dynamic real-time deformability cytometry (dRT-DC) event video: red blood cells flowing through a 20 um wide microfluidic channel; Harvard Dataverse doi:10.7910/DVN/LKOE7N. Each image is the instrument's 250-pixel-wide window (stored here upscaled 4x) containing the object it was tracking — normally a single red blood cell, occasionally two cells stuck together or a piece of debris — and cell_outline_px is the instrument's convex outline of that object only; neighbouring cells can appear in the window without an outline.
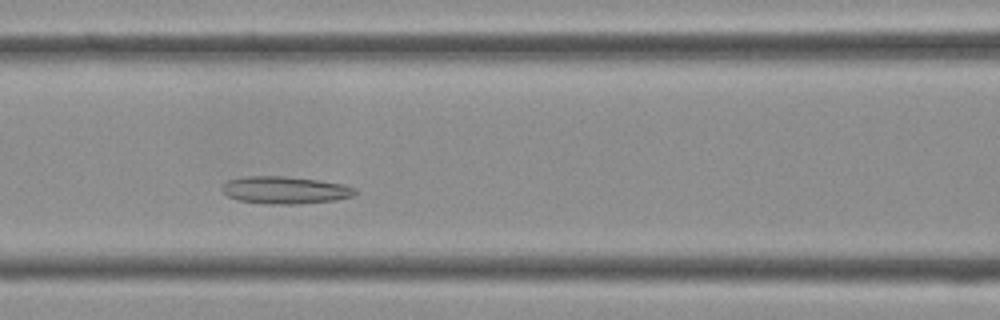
{"species": "Egyptian fruit bat (a non-hibernating species)", "species_latin": "Rousettus aegyptiacus", "temperature_condition": "cold", "stored_images_in_passage": 36, "segment_of_instrument_passage": [1, 2], "camera_frame_rate_fps": 3000, "um_per_image_px": 0.085, "frame": {"image": 1, "passage_image": 11, "time_ms": 3.333, "image_size_px": [1000, 320], "cell_outline_px": [[356, 192], [352, 196], [336, 200], [300, 204], [268, 204], [236, 200], [228, 196], [220, 188], [228, 180], [244, 176], [284, 176], [320, 180], [344, 184], [356, 188]], "centroid_in_image_um": [24.23, 16.16], "position_along_channel_um": 142.4, "area_um2": 21.39}}
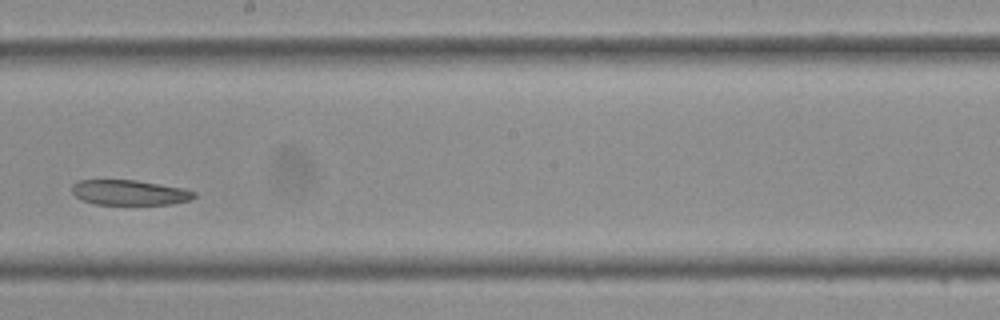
{"frame": {"image": 2, "passage_image": 17, "time_ms": 5.333, "image_size_px": [1000, 320], "cell_outline_px": [[196, 196], [192, 200], [172, 204], [96, 204], [80, 200], [72, 192], [72, 184], [76, 180], [136, 180], [184, 188], [196, 192]], "centroid_in_image_um": [11.02, 16.36], "position_along_channel_um": 237.2, "area_um2": 18.03}}
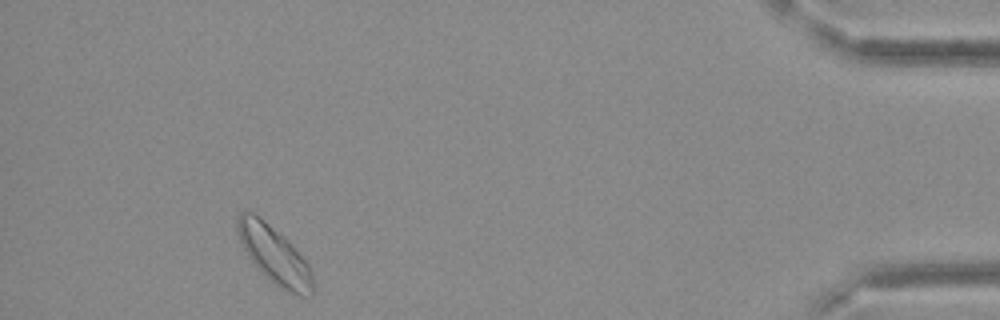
{"frame": {"image": 3, "passage_image": 32, "time_ms": 10.333, "image_size_px": [1000, 320], "cell_outline_px": [[316, 288], [312, 292], [304, 296], [296, 296], [280, 288], [264, 276], [256, 268], [248, 256], [236, 232], [236, 216], [240, 212], [252, 212], [264, 220], [284, 236], [292, 244], [308, 264]], "centroid_in_image_um": [23.31, 21.68], "position_along_channel_um": 411.9, "area_um2": 25.43}}